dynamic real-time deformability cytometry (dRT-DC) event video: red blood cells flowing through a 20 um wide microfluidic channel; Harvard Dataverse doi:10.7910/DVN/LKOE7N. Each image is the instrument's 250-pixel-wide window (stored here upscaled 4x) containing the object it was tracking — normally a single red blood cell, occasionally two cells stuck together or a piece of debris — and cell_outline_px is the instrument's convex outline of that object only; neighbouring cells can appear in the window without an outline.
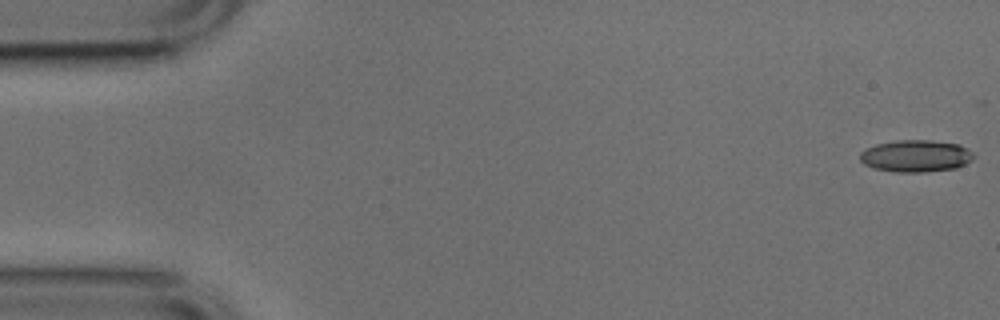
{"species": "common noctule bat (a hibernating species)", "species_latin": "Nyctalus noctula", "temperature_condition": "cold", "stored_images_in_passage": 10, "camera_frame_rate_fps": 3000, "um_per_image_px": 0.085, "animal": {"sex": "male", "body_mass_g": 17.9, "forearm_length_mm": 54.2}, "frame": {"image": 1, "passage_image": 1, "time_ms": 0.0, "image_size_px": [1000, 320], "cell_outline_px": [[976, 156], [972, 160], [956, 168], [924, 172], [896, 172], [876, 168], [864, 164], [860, 160], [860, 152], [864, 148], [876, 144], [896, 140], [932, 140], [960, 144], [968, 148]], "centroid_in_image_um": [77.86, 13.24], "position_along_channel_um": 7.1, "area_um2": 21.39}}